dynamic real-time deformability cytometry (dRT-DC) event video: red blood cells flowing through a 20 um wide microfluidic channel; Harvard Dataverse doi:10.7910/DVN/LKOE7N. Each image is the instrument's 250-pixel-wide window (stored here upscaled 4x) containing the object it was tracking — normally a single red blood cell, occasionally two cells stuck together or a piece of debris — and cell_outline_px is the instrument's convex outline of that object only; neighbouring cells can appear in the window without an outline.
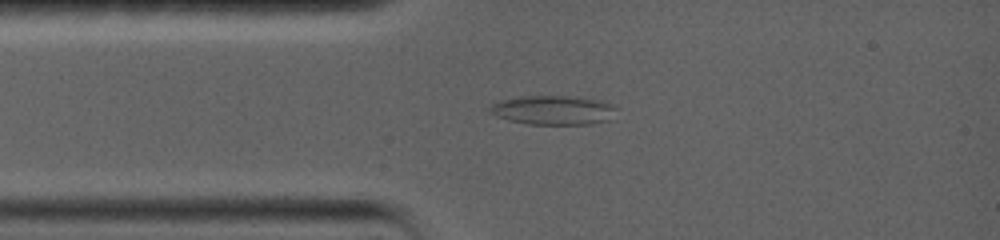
{"species": "common noctule bat (a hibernating species)", "species_latin": "Nyctalus noctula", "temperature_condition": "warm", "stored_images_in_passage": 53, "segment_of_instrument_passage": [1, 3], "camera_frame_rate_fps": 5000, "um_per_image_px": 0.085, "animal": {"sex": "female", "body_mass_g": 19.0, "forearm_length_mm": 56.7}, "frame": {"image": 1, "passage_image": 1, "time_ms": 0.0, "image_size_px": [1000, 240], "cell_outline_px": [[616, 108], [608, 120], [588, 124], [528, 124], [508, 120], [496, 116], [488, 112], [488, 108], [492, 104], [500, 100], [524, 96], [568, 96], [600, 100], [616, 104]], "centroid_in_image_um": [46.99, 9.35], "position_along_channel_um": 38.0, "area_um2": 21.5}}